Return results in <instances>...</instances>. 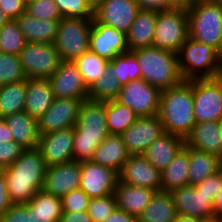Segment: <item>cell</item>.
Segmentation results:
<instances>
[{"label":"cell","mask_w":222,"mask_h":222,"mask_svg":"<svg viewBox=\"0 0 222 222\" xmlns=\"http://www.w3.org/2000/svg\"><path fill=\"white\" fill-rule=\"evenodd\" d=\"M46 168L38 147L25 148L12 165L4 168L12 204H27L42 189Z\"/></svg>","instance_id":"cell-1"},{"label":"cell","mask_w":222,"mask_h":222,"mask_svg":"<svg viewBox=\"0 0 222 222\" xmlns=\"http://www.w3.org/2000/svg\"><path fill=\"white\" fill-rule=\"evenodd\" d=\"M108 134L105 102L83 101L74 126V161H91L96 148Z\"/></svg>","instance_id":"cell-2"},{"label":"cell","mask_w":222,"mask_h":222,"mask_svg":"<svg viewBox=\"0 0 222 222\" xmlns=\"http://www.w3.org/2000/svg\"><path fill=\"white\" fill-rule=\"evenodd\" d=\"M158 116L166 133L185 138L196 124L192 79L162 90Z\"/></svg>","instance_id":"cell-3"},{"label":"cell","mask_w":222,"mask_h":222,"mask_svg":"<svg viewBox=\"0 0 222 222\" xmlns=\"http://www.w3.org/2000/svg\"><path fill=\"white\" fill-rule=\"evenodd\" d=\"M141 69V78L160 91L181 84L178 54L166 49L145 47L132 51Z\"/></svg>","instance_id":"cell-4"},{"label":"cell","mask_w":222,"mask_h":222,"mask_svg":"<svg viewBox=\"0 0 222 222\" xmlns=\"http://www.w3.org/2000/svg\"><path fill=\"white\" fill-rule=\"evenodd\" d=\"M189 38L219 48L222 38V6L217 2H200L187 10Z\"/></svg>","instance_id":"cell-5"},{"label":"cell","mask_w":222,"mask_h":222,"mask_svg":"<svg viewBox=\"0 0 222 222\" xmlns=\"http://www.w3.org/2000/svg\"><path fill=\"white\" fill-rule=\"evenodd\" d=\"M177 54L184 80L219 77L220 64L212 47L188 37Z\"/></svg>","instance_id":"cell-6"},{"label":"cell","mask_w":222,"mask_h":222,"mask_svg":"<svg viewBox=\"0 0 222 222\" xmlns=\"http://www.w3.org/2000/svg\"><path fill=\"white\" fill-rule=\"evenodd\" d=\"M93 18H62L59 21L55 47L62 61H74L89 51Z\"/></svg>","instance_id":"cell-7"},{"label":"cell","mask_w":222,"mask_h":222,"mask_svg":"<svg viewBox=\"0 0 222 222\" xmlns=\"http://www.w3.org/2000/svg\"><path fill=\"white\" fill-rule=\"evenodd\" d=\"M188 37L187 10L169 8L157 13L152 47L178 53Z\"/></svg>","instance_id":"cell-8"},{"label":"cell","mask_w":222,"mask_h":222,"mask_svg":"<svg viewBox=\"0 0 222 222\" xmlns=\"http://www.w3.org/2000/svg\"><path fill=\"white\" fill-rule=\"evenodd\" d=\"M196 123L222 120V79H192Z\"/></svg>","instance_id":"cell-9"},{"label":"cell","mask_w":222,"mask_h":222,"mask_svg":"<svg viewBox=\"0 0 222 222\" xmlns=\"http://www.w3.org/2000/svg\"><path fill=\"white\" fill-rule=\"evenodd\" d=\"M18 56L27 78L48 79L62 62L53 43L27 42Z\"/></svg>","instance_id":"cell-10"},{"label":"cell","mask_w":222,"mask_h":222,"mask_svg":"<svg viewBox=\"0 0 222 222\" xmlns=\"http://www.w3.org/2000/svg\"><path fill=\"white\" fill-rule=\"evenodd\" d=\"M161 91L142 78L129 81L116 100L128 106L138 117L158 115Z\"/></svg>","instance_id":"cell-11"},{"label":"cell","mask_w":222,"mask_h":222,"mask_svg":"<svg viewBox=\"0 0 222 222\" xmlns=\"http://www.w3.org/2000/svg\"><path fill=\"white\" fill-rule=\"evenodd\" d=\"M89 51L111 61L115 56L129 51L126 33L99 23L93 18L89 36Z\"/></svg>","instance_id":"cell-12"},{"label":"cell","mask_w":222,"mask_h":222,"mask_svg":"<svg viewBox=\"0 0 222 222\" xmlns=\"http://www.w3.org/2000/svg\"><path fill=\"white\" fill-rule=\"evenodd\" d=\"M48 81L55 98L89 99V88L73 61H62Z\"/></svg>","instance_id":"cell-13"},{"label":"cell","mask_w":222,"mask_h":222,"mask_svg":"<svg viewBox=\"0 0 222 222\" xmlns=\"http://www.w3.org/2000/svg\"><path fill=\"white\" fill-rule=\"evenodd\" d=\"M165 133L158 115L138 117L137 120L121 134L130 155H142L148 146Z\"/></svg>","instance_id":"cell-14"},{"label":"cell","mask_w":222,"mask_h":222,"mask_svg":"<svg viewBox=\"0 0 222 222\" xmlns=\"http://www.w3.org/2000/svg\"><path fill=\"white\" fill-rule=\"evenodd\" d=\"M118 180V172L110 167L91 161L81 162L80 188L90 198L113 194Z\"/></svg>","instance_id":"cell-15"},{"label":"cell","mask_w":222,"mask_h":222,"mask_svg":"<svg viewBox=\"0 0 222 222\" xmlns=\"http://www.w3.org/2000/svg\"><path fill=\"white\" fill-rule=\"evenodd\" d=\"M83 101V99L55 98L50 108L38 120L39 134L74 127Z\"/></svg>","instance_id":"cell-16"},{"label":"cell","mask_w":222,"mask_h":222,"mask_svg":"<svg viewBox=\"0 0 222 222\" xmlns=\"http://www.w3.org/2000/svg\"><path fill=\"white\" fill-rule=\"evenodd\" d=\"M139 10L134 0H101L94 7V18L127 33Z\"/></svg>","instance_id":"cell-17"},{"label":"cell","mask_w":222,"mask_h":222,"mask_svg":"<svg viewBox=\"0 0 222 222\" xmlns=\"http://www.w3.org/2000/svg\"><path fill=\"white\" fill-rule=\"evenodd\" d=\"M73 140L74 127L40 135L37 147L46 166L74 161Z\"/></svg>","instance_id":"cell-18"},{"label":"cell","mask_w":222,"mask_h":222,"mask_svg":"<svg viewBox=\"0 0 222 222\" xmlns=\"http://www.w3.org/2000/svg\"><path fill=\"white\" fill-rule=\"evenodd\" d=\"M81 162L51 165L46 168L42 189L52 195L62 197L80 188Z\"/></svg>","instance_id":"cell-19"},{"label":"cell","mask_w":222,"mask_h":222,"mask_svg":"<svg viewBox=\"0 0 222 222\" xmlns=\"http://www.w3.org/2000/svg\"><path fill=\"white\" fill-rule=\"evenodd\" d=\"M178 215L198 217L204 221H214L213 202L201 190L188 185L171 192Z\"/></svg>","instance_id":"cell-20"},{"label":"cell","mask_w":222,"mask_h":222,"mask_svg":"<svg viewBox=\"0 0 222 222\" xmlns=\"http://www.w3.org/2000/svg\"><path fill=\"white\" fill-rule=\"evenodd\" d=\"M119 174V181L161 191V172L143 155H130Z\"/></svg>","instance_id":"cell-21"},{"label":"cell","mask_w":222,"mask_h":222,"mask_svg":"<svg viewBox=\"0 0 222 222\" xmlns=\"http://www.w3.org/2000/svg\"><path fill=\"white\" fill-rule=\"evenodd\" d=\"M187 147L213 154L222 159V138L219 122L196 123L184 138Z\"/></svg>","instance_id":"cell-22"},{"label":"cell","mask_w":222,"mask_h":222,"mask_svg":"<svg viewBox=\"0 0 222 222\" xmlns=\"http://www.w3.org/2000/svg\"><path fill=\"white\" fill-rule=\"evenodd\" d=\"M155 192L146 187L133 186L118 180L114 190L117 208L138 218L149 205Z\"/></svg>","instance_id":"cell-23"},{"label":"cell","mask_w":222,"mask_h":222,"mask_svg":"<svg viewBox=\"0 0 222 222\" xmlns=\"http://www.w3.org/2000/svg\"><path fill=\"white\" fill-rule=\"evenodd\" d=\"M27 93L24 111L39 120L55 99L48 79L27 78Z\"/></svg>","instance_id":"cell-24"},{"label":"cell","mask_w":222,"mask_h":222,"mask_svg":"<svg viewBox=\"0 0 222 222\" xmlns=\"http://www.w3.org/2000/svg\"><path fill=\"white\" fill-rule=\"evenodd\" d=\"M184 144L183 137L165 132L148 146L142 155L161 172Z\"/></svg>","instance_id":"cell-25"},{"label":"cell","mask_w":222,"mask_h":222,"mask_svg":"<svg viewBox=\"0 0 222 222\" xmlns=\"http://www.w3.org/2000/svg\"><path fill=\"white\" fill-rule=\"evenodd\" d=\"M26 42L55 43L60 20H45L32 17L27 12L15 19Z\"/></svg>","instance_id":"cell-26"},{"label":"cell","mask_w":222,"mask_h":222,"mask_svg":"<svg viewBox=\"0 0 222 222\" xmlns=\"http://www.w3.org/2000/svg\"><path fill=\"white\" fill-rule=\"evenodd\" d=\"M130 154L119 134H108L96 148L91 162L121 171Z\"/></svg>","instance_id":"cell-27"},{"label":"cell","mask_w":222,"mask_h":222,"mask_svg":"<svg viewBox=\"0 0 222 222\" xmlns=\"http://www.w3.org/2000/svg\"><path fill=\"white\" fill-rule=\"evenodd\" d=\"M157 13L139 10L132 22L127 36L129 51L151 47L153 44Z\"/></svg>","instance_id":"cell-28"},{"label":"cell","mask_w":222,"mask_h":222,"mask_svg":"<svg viewBox=\"0 0 222 222\" xmlns=\"http://www.w3.org/2000/svg\"><path fill=\"white\" fill-rule=\"evenodd\" d=\"M29 222H59L63 214L61 197L40 189L28 202Z\"/></svg>","instance_id":"cell-29"},{"label":"cell","mask_w":222,"mask_h":222,"mask_svg":"<svg viewBox=\"0 0 222 222\" xmlns=\"http://www.w3.org/2000/svg\"><path fill=\"white\" fill-rule=\"evenodd\" d=\"M188 173L189 147L184 144L174 159L161 171V191L171 192L174 189L188 186Z\"/></svg>","instance_id":"cell-30"},{"label":"cell","mask_w":222,"mask_h":222,"mask_svg":"<svg viewBox=\"0 0 222 222\" xmlns=\"http://www.w3.org/2000/svg\"><path fill=\"white\" fill-rule=\"evenodd\" d=\"M4 119L13 134L15 142L24 148H34L38 146L40 134L37 119L32 118L25 111L12 114Z\"/></svg>","instance_id":"cell-31"},{"label":"cell","mask_w":222,"mask_h":222,"mask_svg":"<svg viewBox=\"0 0 222 222\" xmlns=\"http://www.w3.org/2000/svg\"><path fill=\"white\" fill-rule=\"evenodd\" d=\"M221 169V158L189 147V185L195 186Z\"/></svg>","instance_id":"cell-32"},{"label":"cell","mask_w":222,"mask_h":222,"mask_svg":"<svg viewBox=\"0 0 222 222\" xmlns=\"http://www.w3.org/2000/svg\"><path fill=\"white\" fill-rule=\"evenodd\" d=\"M177 215L171 193L158 191L137 219L138 222H173Z\"/></svg>","instance_id":"cell-33"},{"label":"cell","mask_w":222,"mask_h":222,"mask_svg":"<svg viewBox=\"0 0 222 222\" xmlns=\"http://www.w3.org/2000/svg\"><path fill=\"white\" fill-rule=\"evenodd\" d=\"M26 80L0 86V118L24 111Z\"/></svg>","instance_id":"cell-34"},{"label":"cell","mask_w":222,"mask_h":222,"mask_svg":"<svg viewBox=\"0 0 222 222\" xmlns=\"http://www.w3.org/2000/svg\"><path fill=\"white\" fill-rule=\"evenodd\" d=\"M105 111L109 134L121 135L138 118L134 111L119 103L116 99L105 101Z\"/></svg>","instance_id":"cell-35"},{"label":"cell","mask_w":222,"mask_h":222,"mask_svg":"<svg viewBox=\"0 0 222 222\" xmlns=\"http://www.w3.org/2000/svg\"><path fill=\"white\" fill-rule=\"evenodd\" d=\"M107 70L119 80L121 86L141 78L140 65L132 51L115 56L109 61Z\"/></svg>","instance_id":"cell-36"},{"label":"cell","mask_w":222,"mask_h":222,"mask_svg":"<svg viewBox=\"0 0 222 222\" xmlns=\"http://www.w3.org/2000/svg\"><path fill=\"white\" fill-rule=\"evenodd\" d=\"M73 62L77 65L88 88H90L101 75L105 74L109 64V61L91 51L85 52Z\"/></svg>","instance_id":"cell-37"},{"label":"cell","mask_w":222,"mask_h":222,"mask_svg":"<svg viewBox=\"0 0 222 222\" xmlns=\"http://www.w3.org/2000/svg\"><path fill=\"white\" fill-rule=\"evenodd\" d=\"M26 43L15 20H9L0 27V52L19 55Z\"/></svg>","instance_id":"cell-38"},{"label":"cell","mask_w":222,"mask_h":222,"mask_svg":"<svg viewBox=\"0 0 222 222\" xmlns=\"http://www.w3.org/2000/svg\"><path fill=\"white\" fill-rule=\"evenodd\" d=\"M121 88L119 80L106 69L105 74L101 75L89 88V100L101 102L115 100Z\"/></svg>","instance_id":"cell-39"},{"label":"cell","mask_w":222,"mask_h":222,"mask_svg":"<svg viewBox=\"0 0 222 222\" xmlns=\"http://www.w3.org/2000/svg\"><path fill=\"white\" fill-rule=\"evenodd\" d=\"M27 80L18 55L0 52V86Z\"/></svg>","instance_id":"cell-40"},{"label":"cell","mask_w":222,"mask_h":222,"mask_svg":"<svg viewBox=\"0 0 222 222\" xmlns=\"http://www.w3.org/2000/svg\"><path fill=\"white\" fill-rule=\"evenodd\" d=\"M63 18H94V8L87 0H54Z\"/></svg>","instance_id":"cell-41"},{"label":"cell","mask_w":222,"mask_h":222,"mask_svg":"<svg viewBox=\"0 0 222 222\" xmlns=\"http://www.w3.org/2000/svg\"><path fill=\"white\" fill-rule=\"evenodd\" d=\"M26 12L32 17L45 20H60L62 15L54 0H28Z\"/></svg>","instance_id":"cell-42"},{"label":"cell","mask_w":222,"mask_h":222,"mask_svg":"<svg viewBox=\"0 0 222 222\" xmlns=\"http://www.w3.org/2000/svg\"><path fill=\"white\" fill-rule=\"evenodd\" d=\"M117 208L116 199L113 194L91 198L87 212L93 222H103Z\"/></svg>","instance_id":"cell-43"},{"label":"cell","mask_w":222,"mask_h":222,"mask_svg":"<svg viewBox=\"0 0 222 222\" xmlns=\"http://www.w3.org/2000/svg\"><path fill=\"white\" fill-rule=\"evenodd\" d=\"M90 199L81 188L72 190L61 197L63 212L87 211Z\"/></svg>","instance_id":"cell-44"},{"label":"cell","mask_w":222,"mask_h":222,"mask_svg":"<svg viewBox=\"0 0 222 222\" xmlns=\"http://www.w3.org/2000/svg\"><path fill=\"white\" fill-rule=\"evenodd\" d=\"M201 190L209 199L214 202L216 195L222 191V169L208 176L205 180L194 186Z\"/></svg>","instance_id":"cell-45"},{"label":"cell","mask_w":222,"mask_h":222,"mask_svg":"<svg viewBox=\"0 0 222 222\" xmlns=\"http://www.w3.org/2000/svg\"><path fill=\"white\" fill-rule=\"evenodd\" d=\"M25 148L15 141L0 142V165L4 168L12 165Z\"/></svg>","instance_id":"cell-46"},{"label":"cell","mask_w":222,"mask_h":222,"mask_svg":"<svg viewBox=\"0 0 222 222\" xmlns=\"http://www.w3.org/2000/svg\"><path fill=\"white\" fill-rule=\"evenodd\" d=\"M0 222H29V205L12 204L1 216Z\"/></svg>","instance_id":"cell-47"},{"label":"cell","mask_w":222,"mask_h":222,"mask_svg":"<svg viewBox=\"0 0 222 222\" xmlns=\"http://www.w3.org/2000/svg\"><path fill=\"white\" fill-rule=\"evenodd\" d=\"M0 9L10 20H15L26 12V0H1Z\"/></svg>","instance_id":"cell-48"},{"label":"cell","mask_w":222,"mask_h":222,"mask_svg":"<svg viewBox=\"0 0 222 222\" xmlns=\"http://www.w3.org/2000/svg\"><path fill=\"white\" fill-rule=\"evenodd\" d=\"M139 5L140 10L161 12L169 8L165 5L164 0H134Z\"/></svg>","instance_id":"cell-49"},{"label":"cell","mask_w":222,"mask_h":222,"mask_svg":"<svg viewBox=\"0 0 222 222\" xmlns=\"http://www.w3.org/2000/svg\"><path fill=\"white\" fill-rule=\"evenodd\" d=\"M59 222H93L89 213L84 212H63Z\"/></svg>","instance_id":"cell-50"},{"label":"cell","mask_w":222,"mask_h":222,"mask_svg":"<svg viewBox=\"0 0 222 222\" xmlns=\"http://www.w3.org/2000/svg\"><path fill=\"white\" fill-rule=\"evenodd\" d=\"M12 205L4 174L0 176V216Z\"/></svg>","instance_id":"cell-51"},{"label":"cell","mask_w":222,"mask_h":222,"mask_svg":"<svg viewBox=\"0 0 222 222\" xmlns=\"http://www.w3.org/2000/svg\"><path fill=\"white\" fill-rule=\"evenodd\" d=\"M103 222H138V219L124 210L116 208Z\"/></svg>","instance_id":"cell-52"},{"label":"cell","mask_w":222,"mask_h":222,"mask_svg":"<svg viewBox=\"0 0 222 222\" xmlns=\"http://www.w3.org/2000/svg\"><path fill=\"white\" fill-rule=\"evenodd\" d=\"M14 141L13 134L8 128L7 123L4 118H0V142Z\"/></svg>","instance_id":"cell-53"},{"label":"cell","mask_w":222,"mask_h":222,"mask_svg":"<svg viewBox=\"0 0 222 222\" xmlns=\"http://www.w3.org/2000/svg\"><path fill=\"white\" fill-rule=\"evenodd\" d=\"M214 221L222 222V191L216 195L213 202Z\"/></svg>","instance_id":"cell-54"},{"label":"cell","mask_w":222,"mask_h":222,"mask_svg":"<svg viewBox=\"0 0 222 222\" xmlns=\"http://www.w3.org/2000/svg\"><path fill=\"white\" fill-rule=\"evenodd\" d=\"M164 2L170 9L188 10L191 7V0H164Z\"/></svg>","instance_id":"cell-55"},{"label":"cell","mask_w":222,"mask_h":222,"mask_svg":"<svg viewBox=\"0 0 222 222\" xmlns=\"http://www.w3.org/2000/svg\"><path fill=\"white\" fill-rule=\"evenodd\" d=\"M173 222H205V221L198 217H192V216H187V215H177Z\"/></svg>","instance_id":"cell-56"},{"label":"cell","mask_w":222,"mask_h":222,"mask_svg":"<svg viewBox=\"0 0 222 222\" xmlns=\"http://www.w3.org/2000/svg\"><path fill=\"white\" fill-rule=\"evenodd\" d=\"M9 20L10 18L0 9V27Z\"/></svg>","instance_id":"cell-57"},{"label":"cell","mask_w":222,"mask_h":222,"mask_svg":"<svg viewBox=\"0 0 222 222\" xmlns=\"http://www.w3.org/2000/svg\"><path fill=\"white\" fill-rule=\"evenodd\" d=\"M216 55H217V60L221 66L222 65V38H221L219 48L216 51Z\"/></svg>","instance_id":"cell-58"},{"label":"cell","mask_w":222,"mask_h":222,"mask_svg":"<svg viewBox=\"0 0 222 222\" xmlns=\"http://www.w3.org/2000/svg\"><path fill=\"white\" fill-rule=\"evenodd\" d=\"M215 0H191V6L200 2H214Z\"/></svg>","instance_id":"cell-59"},{"label":"cell","mask_w":222,"mask_h":222,"mask_svg":"<svg viewBox=\"0 0 222 222\" xmlns=\"http://www.w3.org/2000/svg\"><path fill=\"white\" fill-rule=\"evenodd\" d=\"M93 8L101 1V0H87Z\"/></svg>","instance_id":"cell-60"},{"label":"cell","mask_w":222,"mask_h":222,"mask_svg":"<svg viewBox=\"0 0 222 222\" xmlns=\"http://www.w3.org/2000/svg\"><path fill=\"white\" fill-rule=\"evenodd\" d=\"M219 127H220V137L222 138V120L219 122Z\"/></svg>","instance_id":"cell-61"},{"label":"cell","mask_w":222,"mask_h":222,"mask_svg":"<svg viewBox=\"0 0 222 222\" xmlns=\"http://www.w3.org/2000/svg\"><path fill=\"white\" fill-rule=\"evenodd\" d=\"M3 171H4V167L0 165V176L3 174Z\"/></svg>","instance_id":"cell-62"},{"label":"cell","mask_w":222,"mask_h":222,"mask_svg":"<svg viewBox=\"0 0 222 222\" xmlns=\"http://www.w3.org/2000/svg\"><path fill=\"white\" fill-rule=\"evenodd\" d=\"M219 77L222 79V65L220 66V75Z\"/></svg>","instance_id":"cell-63"},{"label":"cell","mask_w":222,"mask_h":222,"mask_svg":"<svg viewBox=\"0 0 222 222\" xmlns=\"http://www.w3.org/2000/svg\"><path fill=\"white\" fill-rule=\"evenodd\" d=\"M215 2H217L218 4L222 6V0H215Z\"/></svg>","instance_id":"cell-64"}]
</instances>
